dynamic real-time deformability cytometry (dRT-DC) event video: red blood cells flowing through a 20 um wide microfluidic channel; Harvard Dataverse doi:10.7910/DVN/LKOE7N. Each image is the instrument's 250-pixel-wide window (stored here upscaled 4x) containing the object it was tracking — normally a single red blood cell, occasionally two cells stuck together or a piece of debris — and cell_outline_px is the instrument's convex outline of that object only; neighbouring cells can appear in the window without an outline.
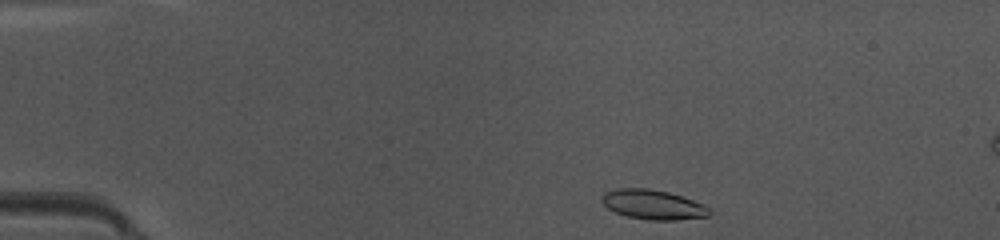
{"species": "common noctule bat (a hibernating species)", "species_latin": "Nyctalus noctula", "temperature_condition": "warm", "stored_images_in_passage": 8, "camera_frame_rate_fps": 3000, "um_per_image_px": 0.085, "animal": {"sex": "female", "body_mass_g": 10.0, "forearm_length_mm": 53.1}, "frame": {"image": 1, "passage_image": 1, "time_ms": 0.0, "image_size_px": [1000, 240], "cell_outline_px": [[712, 212], [708, 216], [676, 220], [648, 220], [628, 216], [616, 212], [608, 208], [600, 200], [608, 192], [616, 188], [648, 188], [668, 192], [704, 204]], "centroid_in_image_um": [55.53, 17.39], "position_along_channel_um": 29.5, "area_um2": 18.32}}